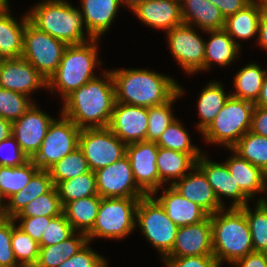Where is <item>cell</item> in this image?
Returning <instances> with one entry per match:
<instances>
[{"label":"cell","instance_id":"cell-1","mask_svg":"<svg viewBox=\"0 0 267 267\" xmlns=\"http://www.w3.org/2000/svg\"><path fill=\"white\" fill-rule=\"evenodd\" d=\"M62 102L60 114L80 129L108 127L116 102L111 71L104 70L101 77L91 79Z\"/></svg>","mask_w":267,"mask_h":267},{"label":"cell","instance_id":"cell-2","mask_svg":"<svg viewBox=\"0 0 267 267\" xmlns=\"http://www.w3.org/2000/svg\"><path fill=\"white\" fill-rule=\"evenodd\" d=\"M115 101L149 108L168 102L178 91L179 83L156 71L142 68L112 69Z\"/></svg>","mask_w":267,"mask_h":267},{"label":"cell","instance_id":"cell-3","mask_svg":"<svg viewBox=\"0 0 267 267\" xmlns=\"http://www.w3.org/2000/svg\"><path fill=\"white\" fill-rule=\"evenodd\" d=\"M35 5L27 14L29 21L39 30L64 41L67 45L94 39L86 28L81 8L73 7L69 1L42 0Z\"/></svg>","mask_w":267,"mask_h":267},{"label":"cell","instance_id":"cell-4","mask_svg":"<svg viewBox=\"0 0 267 267\" xmlns=\"http://www.w3.org/2000/svg\"><path fill=\"white\" fill-rule=\"evenodd\" d=\"M213 256L219 264H233L254 252L249 224L241 208H223L211 214Z\"/></svg>","mask_w":267,"mask_h":267},{"label":"cell","instance_id":"cell-5","mask_svg":"<svg viewBox=\"0 0 267 267\" xmlns=\"http://www.w3.org/2000/svg\"><path fill=\"white\" fill-rule=\"evenodd\" d=\"M94 38L80 44L68 45L63 53L59 67L47 81L49 91L60 92L62 101L73 91L97 77L96 66L101 65L98 41ZM99 59V60H98Z\"/></svg>","mask_w":267,"mask_h":267},{"label":"cell","instance_id":"cell-6","mask_svg":"<svg viewBox=\"0 0 267 267\" xmlns=\"http://www.w3.org/2000/svg\"><path fill=\"white\" fill-rule=\"evenodd\" d=\"M254 107L253 102L230 95L214 121L202 133L204 140L209 144L222 145L225 149L232 148L250 131Z\"/></svg>","mask_w":267,"mask_h":267},{"label":"cell","instance_id":"cell-7","mask_svg":"<svg viewBox=\"0 0 267 267\" xmlns=\"http://www.w3.org/2000/svg\"><path fill=\"white\" fill-rule=\"evenodd\" d=\"M140 198H101L98 214L92 229L86 234L93 239H123L130 235L136 221V209Z\"/></svg>","mask_w":267,"mask_h":267},{"label":"cell","instance_id":"cell-8","mask_svg":"<svg viewBox=\"0 0 267 267\" xmlns=\"http://www.w3.org/2000/svg\"><path fill=\"white\" fill-rule=\"evenodd\" d=\"M135 226L163 259L173 248L179 227L167 216L160 203L152 196L140 198L136 209Z\"/></svg>","mask_w":267,"mask_h":267},{"label":"cell","instance_id":"cell-9","mask_svg":"<svg viewBox=\"0 0 267 267\" xmlns=\"http://www.w3.org/2000/svg\"><path fill=\"white\" fill-rule=\"evenodd\" d=\"M67 46L64 41L39 30L30 21L26 23L22 58L30 62L46 81L56 72Z\"/></svg>","mask_w":267,"mask_h":267},{"label":"cell","instance_id":"cell-10","mask_svg":"<svg viewBox=\"0 0 267 267\" xmlns=\"http://www.w3.org/2000/svg\"><path fill=\"white\" fill-rule=\"evenodd\" d=\"M81 129L61 114L49 125L42 144L31 159L42 170H48L66 155L79 147Z\"/></svg>","mask_w":267,"mask_h":267},{"label":"cell","instance_id":"cell-11","mask_svg":"<svg viewBox=\"0 0 267 267\" xmlns=\"http://www.w3.org/2000/svg\"><path fill=\"white\" fill-rule=\"evenodd\" d=\"M126 146L108 127L81 129L79 135V148L93 172L124 157Z\"/></svg>","mask_w":267,"mask_h":267},{"label":"cell","instance_id":"cell-12","mask_svg":"<svg viewBox=\"0 0 267 267\" xmlns=\"http://www.w3.org/2000/svg\"><path fill=\"white\" fill-rule=\"evenodd\" d=\"M166 34L170 53L184 73L204 71L205 39L194 26L182 23Z\"/></svg>","mask_w":267,"mask_h":267},{"label":"cell","instance_id":"cell-13","mask_svg":"<svg viewBox=\"0 0 267 267\" xmlns=\"http://www.w3.org/2000/svg\"><path fill=\"white\" fill-rule=\"evenodd\" d=\"M98 195L102 198H142L127 155L113 164L95 171Z\"/></svg>","mask_w":267,"mask_h":267},{"label":"cell","instance_id":"cell-14","mask_svg":"<svg viewBox=\"0 0 267 267\" xmlns=\"http://www.w3.org/2000/svg\"><path fill=\"white\" fill-rule=\"evenodd\" d=\"M158 145L156 142L140 141L126 146L135 182L145 195L159 192V173L157 170Z\"/></svg>","mask_w":267,"mask_h":267},{"label":"cell","instance_id":"cell-15","mask_svg":"<svg viewBox=\"0 0 267 267\" xmlns=\"http://www.w3.org/2000/svg\"><path fill=\"white\" fill-rule=\"evenodd\" d=\"M37 107L34 102L21 118L12 122V136L29 159L39 150L49 125L55 119Z\"/></svg>","mask_w":267,"mask_h":267},{"label":"cell","instance_id":"cell-16","mask_svg":"<svg viewBox=\"0 0 267 267\" xmlns=\"http://www.w3.org/2000/svg\"><path fill=\"white\" fill-rule=\"evenodd\" d=\"M108 128L126 145L147 141L148 108L115 102Z\"/></svg>","mask_w":267,"mask_h":267},{"label":"cell","instance_id":"cell-17","mask_svg":"<svg viewBox=\"0 0 267 267\" xmlns=\"http://www.w3.org/2000/svg\"><path fill=\"white\" fill-rule=\"evenodd\" d=\"M196 165L204 172L209 184L212 186L219 203L226 208L222 196L232 199L229 208H241L247 205L250 199L238 186L234 178L223 162L209 160L208 156L203 153L197 160Z\"/></svg>","mask_w":267,"mask_h":267},{"label":"cell","instance_id":"cell-18","mask_svg":"<svg viewBox=\"0 0 267 267\" xmlns=\"http://www.w3.org/2000/svg\"><path fill=\"white\" fill-rule=\"evenodd\" d=\"M0 87L31 98L34 91L47 88L46 79L22 57L0 60Z\"/></svg>","mask_w":267,"mask_h":267},{"label":"cell","instance_id":"cell-19","mask_svg":"<svg viewBox=\"0 0 267 267\" xmlns=\"http://www.w3.org/2000/svg\"><path fill=\"white\" fill-rule=\"evenodd\" d=\"M213 255L210 215L197 224L179 227L172 250L165 257Z\"/></svg>","mask_w":267,"mask_h":267},{"label":"cell","instance_id":"cell-20","mask_svg":"<svg viewBox=\"0 0 267 267\" xmlns=\"http://www.w3.org/2000/svg\"><path fill=\"white\" fill-rule=\"evenodd\" d=\"M131 11L146 26L169 31L183 22L180 0H150L135 5Z\"/></svg>","mask_w":267,"mask_h":267},{"label":"cell","instance_id":"cell-21","mask_svg":"<svg viewBox=\"0 0 267 267\" xmlns=\"http://www.w3.org/2000/svg\"><path fill=\"white\" fill-rule=\"evenodd\" d=\"M171 186L183 197L201 206L209 215L224 208L219 203L206 175L197 165Z\"/></svg>","mask_w":267,"mask_h":267},{"label":"cell","instance_id":"cell-22","mask_svg":"<svg viewBox=\"0 0 267 267\" xmlns=\"http://www.w3.org/2000/svg\"><path fill=\"white\" fill-rule=\"evenodd\" d=\"M163 188L161 196L158 198H156V194H152V196L178 227L200 223L209 216L201 206L183 197L170 184Z\"/></svg>","mask_w":267,"mask_h":267},{"label":"cell","instance_id":"cell-23","mask_svg":"<svg viewBox=\"0 0 267 267\" xmlns=\"http://www.w3.org/2000/svg\"><path fill=\"white\" fill-rule=\"evenodd\" d=\"M229 151L233 152L231 157L226 159V164L231 177L234 178L239 188L251 199L255 194H267V174L252 165L250 162L242 158L232 148Z\"/></svg>","mask_w":267,"mask_h":267},{"label":"cell","instance_id":"cell-24","mask_svg":"<svg viewBox=\"0 0 267 267\" xmlns=\"http://www.w3.org/2000/svg\"><path fill=\"white\" fill-rule=\"evenodd\" d=\"M81 14L88 32L97 39L110 30L119 7L120 0H80Z\"/></svg>","mask_w":267,"mask_h":267},{"label":"cell","instance_id":"cell-25","mask_svg":"<svg viewBox=\"0 0 267 267\" xmlns=\"http://www.w3.org/2000/svg\"><path fill=\"white\" fill-rule=\"evenodd\" d=\"M202 154H186L175 150L159 147L157 153V170L159 173V190L168 182L172 185L183 178L196 166V160Z\"/></svg>","mask_w":267,"mask_h":267},{"label":"cell","instance_id":"cell-26","mask_svg":"<svg viewBox=\"0 0 267 267\" xmlns=\"http://www.w3.org/2000/svg\"><path fill=\"white\" fill-rule=\"evenodd\" d=\"M9 8L0 13V60L22 57L23 35L29 21L27 12L17 21L10 14Z\"/></svg>","mask_w":267,"mask_h":267},{"label":"cell","instance_id":"cell-27","mask_svg":"<svg viewBox=\"0 0 267 267\" xmlns=\"http://www.w3.org/2000/svg\"><path fill=\"white\" fill-rule=\"evenodd\" d=\"M182 19L185 24L201 31L223 29L225 18L209 0H180Z\"/></svg>","mask_w":267,"mask_h":267},{"label":"cell","instance_id":"cell-28","mask_svg":"<svg viewBox=\"0 0 267 267\" xmlns=\"http://www.w3.org/2000/svg\"><path fill=\"white\" fill-rule=\"evenodd\" d=\"M209 34V41L205 40L204 71L211 69L214 65L222 67L230 66L236 58H239L242 49L229 36L224 29L205 31Z\"/></svg>","mask_w":267,"mask_h":267},{"label":"cell","instance_id":"cell-29","mask_svg":"<svg viewBox=\"0 0 267 267\" xmlns=\"http://www.w3.org/2000/svg\"><path fill=\"white\" fill-rule=\"evenodd\" d=\"M262 8L257 0H252L243 9L225 18L224 30L242 47L240 40L258 39L259 20ZM239 39V41H237Z\"/></svg>","mask_w":267,"mask_h":267},{"label":"cell","instance_id":"cell-30","mask_svg":"<svg viewBox=\"0 0 267 267\" xmlns=\"http://www.w3.org/2000/svg\"><path fill=\"white\" fill-rule=\"evenodd\" d=\"M230 94H226L223 85L218 81L208 82L199 93L197 108L200 120L196 128L201 134L211 125L216 115L221 111Z\"/></svg>","mask_w":267,"mask_h":267},{"label":"cell","instance_id":"cell-31","mask_svg":"<svg viewBox=\"0 0 267 267\" xmlns=\"http://www.w3.org/2000/svg\"><path fill=\"white\" fill-rule=\"evenodd\" d=\"M53 187L48 170L39 169L23 189L7 199L6 217L15 218L29 202L49 192Z\"/></svg>","mask_w":267,"mask_h":267},{"label":"cell","instance_id":"cell-32","mask_svg":"<svg viewBox=\"0 0 267 267\" xmlns=\"http://www.w3.org/2000/svg\"><path fill=\"white\" fill-rule=\"evenodd\" d=\"M99 195L85 197L68 202L63 207V213L75 232L87 234L93 227L99 206Z\"/></svg>","mask_w":267,"mask_h":267},{"label":"cell","instance_id":"cell-33","mask_svg":"<svg viewBox=\"0 0 267 267\" xmlns=\"http://www.w3.org/2000/svg\"><path fill=\"white\" fill-rule=\"evenodd\" d=\"M87 242L86 234L74 232L61 243L40 247L37 263L33 267H58L75 255Z\"/></svg>","mask_w":267,"mask_h":267},{"label":"cell","instance_id":"cell-34","mask_svg":"<svg viewBox=\"0 0 267 267\" xmlns=\"http://www.w3.org/2000/svg\"><path fill=\"white\" fill-rule=\"evenodd\" d=\"M266 69H262L257 63H249L235 74L234 88L231 96L255 103L262 89Z\"/></svg>","mask_w":267,"mask_h":267},{"label":"cell","instance_id":"cell-35","mask_svg":"<svg viewBox=\"0 0 267 267\" xmlns=\"http://www.w3.org/2000/svg\"><path fill=\"white\" fill-rule=\"evenodd\" d=\"M257 200L254 209H250L249 203L241 209L249 224L254 251L267 253V195Z\"/></svg>","mask_w":267,"mask_h":267},{"label":"cell","instance_id":"cell-36","mask_svg":"<svg viewBox=\"0 0 267 267\" xmlns=\"http://www.w3.org/2000/svg\"><path fill=\"white\" fill-rule=\"evenodd\" d=\"M38 170L31 159L18 167L0 166V193L5 201L23 189Z\"/></svg>","mask_w":267,"mask_h":267},{"label":"cell","instance_id":"cell-37","mask_svg":"<svg viewBox=\"0 0 267 267\" xmlns=\"http://www.w3.org/2000/svg\"><path fill=\"white\" fill-rule=\"evenodd\" d=\"M56 188L63 207L73 200L98 195L96 175L91 170L60 182Z\"/></svg>","mask_w":267,"mask_h":267},{"label":"cell","instance_id":"cell-38","mask_svg":"<svg viewBox=\"0 0 267 267\" xmlns=\"http://www.w3.org/2000/svg\"><path fill=\"white\" fill-rule=\"evenodd\" d=\"M232 149L267 174V137L248 131Z\"/></svg>","mask_w":267,"mask_h":267},{"label":"cell","instance_id":"cell-39","mask_svg":"<svg viewBox=\"0 0 267 267\" xmlns=\"http://www.w3.org/2000/svg\"><path fill=\"white\" fill-rule=\"evenodd\" d=\"M185 90L179 85V91L166 103L148 108V128L147 141L157 142L161 134L176 119L172 106L180 97L182 98Z\"/></svg>","mask_w":267,"mask_h":267},{"label":"cell","instance_id":"cell-40","mask_svg":"<svg viewBox=\"0 0 267 267\" xmlns=\"http://www.w3.org/2000/svg\"><path fill=\"white\" fill-rule=\"evenodd\" d=\"M12 218L11 246L14 257L21 267H33L40 252L39 243L15 224Z\"/></svg>","mask_w":267,"mask_h":267},{"label":"cell","instance_id":"cell-41","mask_svg":"<svg viewBox=\"0 0 267 267\" xmlns=\"http://www.w3.org/2000/svg\"><path fill=\"white\" fill-rule=\"evenodd\" d=\"M89 171L87 160L79 147L48 169L54 186Z\"/></svg>","mask_w":267,"mask_h":267},{"label":"cell","instance_id":"cell-42","mask_svg":"<svg viewBox=\"0 0 267 267\" xmlns=\"http://www.w3.org/2000/svg\"><path fill=\"white\" fill-rule=\"evenodd\" d=\"M182 121L175 119L161 134L156 142L158 147L175 150L186 154H203L200 148L192 144L188 130Z\"/></svg>","mask_w":267,"mask_h":267},{"label":"cell","instance_id":"cell-43","mask_svg":"<svg viewBox=\"0 0 267 267\" xmlns=\"http://www.w3.org/2000/svg\"><path fill=\"white\" fill-rule=\"evenodd\" d=\"M63 213V205L56 186L29 202L16 217H56Z\"/></svg>","mask_w":267,"mask_h":267},{"label":"cell","instance_id":"cell-44","mask_svg":"<svg viewBox=\"0 0 267 267\" xmlns=\"http://www.w3.org/2000/svg\"><path fill=\"white\" fill-rule=\"evenodd\" d=\"M34 102L22 93L0 87V117L3 119L13 122L21 118Z\"/></svg>","mask_w":267,"mask_h":267},{"label":"cell","instance_id":"cell-45","mask_svg":"<svg viewBox=\"0 0 267 267\" xmlns=\"http://www.w3.org/2000/svg\"><path fill=\"white\" fill-rule=\"evenodd\" d=\"M74 232L72 225L66 219L65 214L62 213L50 220L41 236L39 246H52L61 243L69 238Z\"/></svg>","mask_w":267,"mask_h":267},{"label":"cell","instance_id":"cell-46","mask_svg":"<svg viewBox=\"0 0 267 267\" xmlns=\"http://www.w3.org/2000/svg\"><path fill=\"white\" fill-rule=\"evenodd\" d=\"M87 242L75 255L58 267H108V260L91 249Z\"/></svg>","mask_w":267,"mask_h":267},{"label":"cell","instance_id":"cell-47","mask_svg":"<svg viewBox=\"0 0 267 267\" xmlns=\"http://www.w3.org/2000/svg\"><path fill=\"white\" fill-rule=\"evenodd\" d=\"M29 160L12 135L0 142V166L18 167Z\"/></svg>","mask_w":267,"mask_h":267},{"label":"cell","instance_id":"cell-48","mask_svg":"<svg viewBox=\"0 0 267 267\" xmlns=\"http://www.w3.org/2000/svg\"><path fill=\"white\" fill-rule=\"evenodd\" d=\"M12 218L0 219V267H21L11 246Z\"/></svg>","mask_w":267,"mask_h":267},{"label":"cell","instance_id":"cell-49","mask_svg":"<svg viewBox=\"0 0 267 267\" xmlns=\"http://www.w3.org/2000/svg\"><path fill=\"white\" fill-rule=\"evenodd\" d=\"M166 267H221L213 255L164 257Z\"/></svg>","mask_w":267,"mask_h":267},{"label":"cell","instance_id":"cell-50","mask_svg":"<svg viewBox=\"0 0 267 267\" xmlns=\"http://www.w3.org/2000/svg\"><path fill=\"white\" fill-rule=\"evenodd\" d=\"M53 217H15V222H19L18 227L30 235L36 242H40L41 236ZM18 220V221H17Z\"/></svg>","mask_w":267,"mask_h":267},{"label":"cell","instance_id":"cell-51","mask_svg":"<svg viewBox=\"0 0 267 267\" xmlns=\"http://www.w3.org/2000/svg\"><path fill=\"white\" fill-rule=\"evenodd\" d=\"M250 131L267 137V109L255 106L252 114Z\"/></svg>","mask_w":267,"mask_h":267},{"label":"cell","instance_id":"cell-52","mask_svg":"<svg viewBox=\"0 0 267 267\" xmlns=\"http://www.w3.org/2000/svg\"><path fill=\"white\" fill-rule=\"evenodd\" d=\"M215 5L224 16V18L235 14L237 11L243 9L252 0H209Z\"/></svg>","mask_w":267,"mask_h":267},{"label":"cell","instance_id":"cell-53","mask_svg":"<svg viewBox=\"0 0 267 267\" xmlns=\"http://www.w3.org/2000/svg\"><path fill=\"white\" fill-rule=\"evenodd\" d=\"M233 265L235 267H267V253L251 252L238 259Z\"/></svg>","mask_w":267,"mask_h":267},{"label":"cell","instance_id":"cell-54","mask_svg":"<svg viewBox=\"0 0 267 267\" xmlns=\"http://www.w3.org/2000/svg\"><path fill=\"white\" fill-rule=\"evenodd\" d=\"M258 44L267 51V12H261L258 29Z\"/></svg>","mask_w":267,"mask_h":267},{"label":"cell","instance_id":"cell-55","mask_svg":"<svg viewBox=\"0 0 267 267\" xmlns=\"http://www.w3.org/2000/svg\"><path fill=\"white\" fill-rule=\"evenodd\" d=\"M12 135V122L0 117V142Z\"/></svg>","mask_w":267,"mask_h":267},{"label":"cell","instance_id":"cell-56","mask_svg":"<svg viewBox=\"0 0 267 267\" xmlns=\"http://www.w3.org/2000/svg\"><path fill=\"white\" fill-rule=\"evenodd\" d=\"M255 106L263 107L267 109V71L264 76L262 89L260 91L258 100L254 103Z\"/></svg>","mask_w":267,"mask_h":267},{"label":"cell","instance_id":"cell-57","mask_svg":"<svg viewBox=\"0 0 267 267\" xmlns=\"http://www.w3.org/2000/svg\"><path fill=\"white\" fill-rule=\"evenodd\" d=\"M123 5L126 7H129V9H132L135 5L144 2V1H150V0H120Z\"/></svg>","mask_w":267,"mask_h":267},{"label":"cell","instance_id":"cell-58","mask_svg":"<svg viewBox=\"0 0 267 267\" xmlns=\"http://www.w3.org/2000/svg\"><path fill=\"white\" fill-rule=\"evenodd\" d=\"M0 193V219L6 218V202Z\"/></svg>","mask_w":267,"mask_h":267},{"label":"cell","instance_id":"cell-59","mask_svg":"<svg viewBox=\"0 0 267 267\" xmlns=\"http://www.w3.org/2000/svg\"><path fill=\"white\" fill-rule=\"evenodd\" d=\"M8 0H0V13L5 11L8 7H10Z\"/></svg>","mask_w":267,"mask_h":267},{"label":"cell","instance_id":"cell-60","mask_svg":"<svg viewBox=\"0 0 267 267\" xmlns=\"http://www.w3.org/2000/svg\"><path fill=\"white\" fill-rule=\"evenodd\" d=\"M263 11L267 12V0H257Z\"/></svg>","mask_w":267,"mask_h":267}]
</instances>
